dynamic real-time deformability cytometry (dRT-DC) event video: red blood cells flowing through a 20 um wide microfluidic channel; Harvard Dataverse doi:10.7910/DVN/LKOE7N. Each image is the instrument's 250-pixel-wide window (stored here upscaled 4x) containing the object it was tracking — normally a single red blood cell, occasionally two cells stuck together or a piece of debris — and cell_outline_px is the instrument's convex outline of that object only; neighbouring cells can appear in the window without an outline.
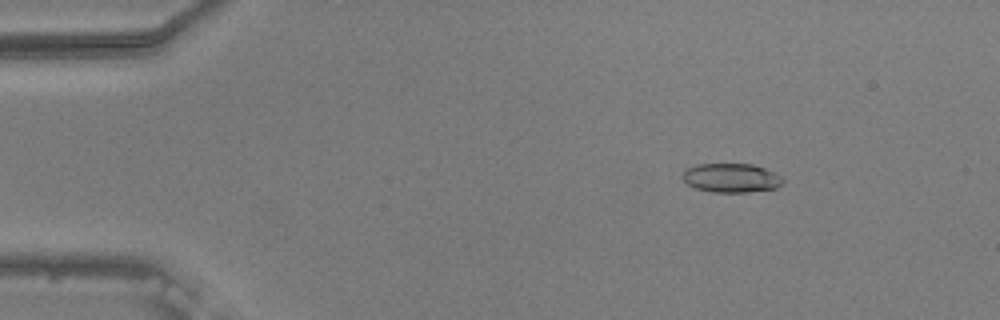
{"species": "common noctule bat (a hibernating species)", "species_latin": "Nyctalus noctula", "temperature_condition": "warm", "stored_images_in_passage": 54, "camera_frame_rate_fps": 3000, "um_per_image_px": 0.085, "animal": {"sex": "male", "body_mass_g": 20.5, "forearm_length_mm": 52.5}, "frame": {"image": 1, "passage_image": 8, "time_ms": 2.333, "image_size_px": [1000, 320], "cell_outline_px": [[784, 180], [776, 188], [748, 192], [712, 192], [696, 188], [688, 184], [680, 176], [684, 168], [696, 164], [752, 164], [764, 168], [784, 176]], "centroid_in_image_um": [62.13, 15.11], "position_along_channel_um": 22.9, "area_um2": 17.17}}
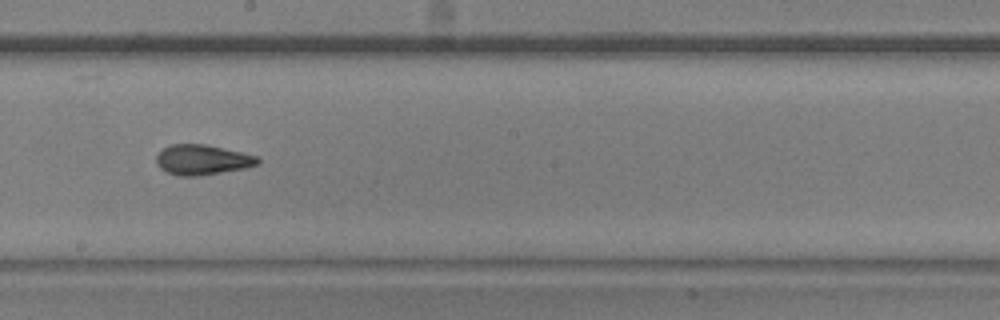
{"frame": {"image": 2, "passage_image": 31, "time_ms": 10.0, "image_size_px": [1000, 320], "cell_outline_px": [[260, 164], [244, 168], [196, 176], [180, 176], [168, 172], [160, 168], [156, 164], [156, 156], [164, 148], [172, 144], [204, 144], [240, 152], [256, 156], [260, 160]], "centroid_in_image_um": [17.18, 13.58], "position_along_channel_um": 231.0, "area_um2": 17.51}}
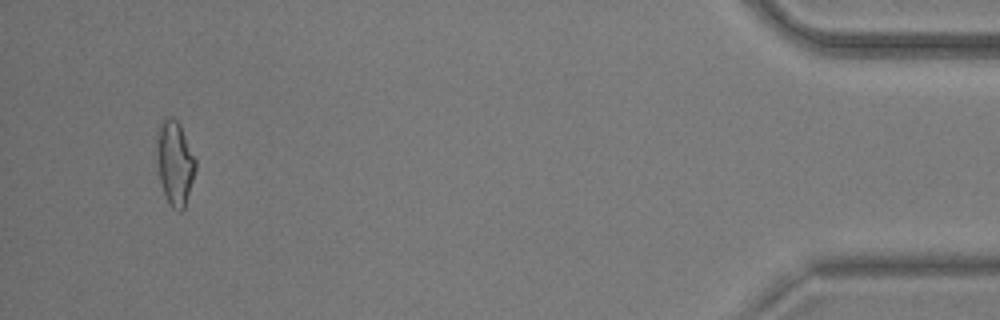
{"frame": {"image": 3, "passage_image": 52, "time_ms": 17.0, "image_size_px": [1000, 320], "cell_outline_px": [[196, 168], [184, 208], [180, 212], [172, 208], [164, 192], [160, 180], [156, 152], [156, 148], [160, 120], [164, 116], [172, 116], [180, 124], [196, 160]], "centroid_in_image_um": [14.86, 13.79], "position_along_channel_um": 420.3, "area_um2": 18.9}, "authors_computed_cell_mechanics": {"area_um2": 17.5134, "velocity_mm_per_s": 3.7667, "shape_relaxation_time_tau1_ms": 5.4666, "shape_relaxation_time_tau2_ms": 2.2847, "deformation_change_tau1": 0.1904, "deformation_change_tau2": 0.107}}